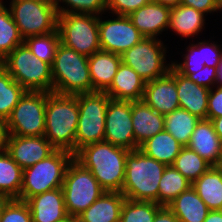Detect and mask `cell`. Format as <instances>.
Wrapping results in <instances>:
<instances>
[{"instance_id":"1","label":"cell","mask_w":222,"mask_h":222,"mask_svg":"<svg viewBox=\"0 0 222 222\" xmlns=\"http://www.w3.org/2000/svg\"><path fill=\"white\" fill-rule=\"evenodd\" d=\"M128 152L127 149L102 141L82 147L74 154V159L91 171L106 192H121Z\"/></svg>"},{"instance_id":"2","label":"cell","mask_w":222,"mask_h":222,"mask_svg":"<svg viewBox=\"0 0 222 222\" xmlns=\"http://www.w3.org/2000/svg\"><path fill=\"white\" fill-rule=\"evenodd\" d=\"M78 95L46 92L44 137L56 148L75 154Z\"/></svg>"},{"instance_id":"3","label":"cell","mask_w":222,"mask_h":222,"mask_svg":"<svg viewBox=\"0 0 222 222\" xmlns=\"http://www.w3.org/2000/svg\"><path fill=\"white\" fill-rule=\"evenodd\" d=\"M125 180L121 193L130 200L158 203V187L166 164L131 150L126 156Z\"/></svg>"},{"instance_id":"4","label":"cell","mask_w":222,"mask_h":222,"mask_svg":"<svg viewBox=\"0 0 222 222\" xmlns=\"http://www.w3.org/2000/svg\"><path fill=\"white\" fill-rule=\"evenodd\" d=\"M88 58L60 43L51 66L53 92L62 95L92 92Z\"/></svg>"},{"instance_id":"5","label":"cell","mask_w":222,"mask_h":222,"mask_svg":"<svg viewBox=\"0 0 222 222\" xmlns=\"http://www.w3.org/2000/svg\"><path fill=\"white\" fill-rule=\"evenodd\" d=\"M0 65L26 91L53 92L51 65L33 55L25 43L18 45Z\"/></svg>"},{"instance_id":"6","label":"cell","mask_w":222,"mask_h":222,"mask_svg":"<svg viewBox=\"0 0 222 222\" xmlns=\"http://www.w3.org/2000/svg\"><path fill=\"white\" fill-rule=\"evenodd\" d=\"M74 154L67 150L56 149L51 155L23 169L22 186L19 200L61 188L69 163Z\"/></svg>"},{"instance_id":"7","label":"cell","mask_w":222,"mask_h":222,"mask_svg":"<svg viewBox=\"0 0 222 222\" xmlns=\"http://www.w3.org/2000/svg\"><path fill=\"white\" fill-rule=\"evenodd\" d=\"M110 100L105 92L78 94L75 153L86 145L104 141L106 109Z\"/></svg>"},{"instance_id":"8","label":"cell","mask_w":222,"mask_h":222,"mask_svg":"<svg viewBox=\"0 0 222 222\" xmlns=\"http://www.w3.org/2000/svg\"><path fill=\"white\" fill-rule=\"evenodd\" d=\"M61 188L67 214L74 217L85 211L105 192L91 171L74 158L66 169Z\"/></svg>"},{"instance_id":"9","label":"cell","mask_w":222,"mask_h":222,"mask_svg":"<svg viewBox=\"0 0 222 222\" xmlns=\"http://www.w3.org/2000/svg\"><path fill=\"white\" fill-rule=\"evenodd\" d=\"M60 43L90 57L100 48L98 16L84 13L58 15Z\"/></svg>"},{"instance_id":"10","label":"cell","mask_w":222,"mask_h":222,"mask_svg":"<svg viewBox=\"0 0 222 222\" xmlns=\"http://www.w3.org/2000/svg\"><path fill=\"white\" fill-rule=\"evenodd\" d=\"M9 9L24 39L57 30L58 13L54 0L11 1Z\"/></svg>"},{"instance_id":"11","label":"cell","mask_w":222,"mask_h":222,"mask_svg":"<svg viewBox=\"0 0 222 222\" xmlns=\"http://www.w3.org/2000/svg\"><path fill=\"white\" fill-rule=\"evenodd\" d=\"M166 48L158 38L143 39L121 55V62L131 67L145 82L165 76L172 64L166 63Z\"/></svg>"},{"instance_id":"12","label":"cell","mask_w":222,"mask_h":222,"mask_svg":"<svg viewBox=\"0 0 222 222\" xmlns=\"http://www.w3.org/2000/svg\"><path fill=\"white\" fill-rule=\"evenodd\" d=\"M46 92L27 91L6 120L8 135L43 136Z\"/></svg>"},{"instance_id":"13","label":"cell","mask_w":222,"mask_h":222,"mask_svg":"<svg viewBox=\"0 0 222 222\" xmlns=\"http://www.w3.org/2000/svg\"><path fill=\"white\" fill-rule=\"evenodd\" d=\"M102 21L98 16L100 48L114 54L122 55L139 43L143 35L133 25L131 19L124 15Z\"/></svg>"},{"instance_id":"14","label":"cell","mask_w":222,"mask_h":222,"mask_svg":"<svg viewBox=\"0 0 222 222\" xmlns=\"http://www.w3.org/2000/svg\"><path fill=\"white\" fill-rule=\"evenodd\" d=\"M104 141L129 151L135 144L131 118V101L111 99L106 109Z\"/></svg>"},{"instance_id":"15","label":"cell","mask_w":222,"mask_h":222,"mask_svg":"<svg viewBox=\"0 0 222 222\" xmlns=\"http://www.w3.org/2000/svg\"><path fill=\"white\" fill-rule=\"evenodd\" d=\"M56 148L43 136L8 135L5 151L25 169L51 155Z\"/></svg>"},{"instance_id":"16","label":"cell","mask_w":222,"mask_h":222,"mask_svg":"<svg viewBox=\"0 0 222 222\" xmlns=\"http://www.w3.org/2000/svg\"><path fill=\"white\" fill-rule=\"evenodd\" d=\"M142 100L164 116L180 108L173 67L165 76L145 83Z\"/></svg>"},{"instance_id":"17","label":"cell","mask_w":222,"mask_h":222,"mask_svg":"<svg viewBox=\"0 0 222 222\" xmlns=\"http://www.w3.org/2000/svg\"><path fill=\"white\" fill-rule=\"evenodd\" d=\"M187 147L194 150L212 166L222 165V141L215 132L211 120L200 119Z\"/></svg>"},{"instance_id":"18","label":"cell","mask_w":222,"mask_h":222,"mask_svg":"<svg viewBox=\"0 0 222 222\" xmlns=\"http://www.w3.org/2000/svg\"><path fill=\"white\" fill-rule=\"evenodd\" d=\"M170 12V7L151 0L128 17L144 37L157 38L161 32L168 29Z\"/></svg>"},{"instance_id":"19","label":"cell","mask_w":222,"mask_h":222,"mask_svg":"<svg viewBox=\"0 0 222 222\" xmlns=\"http://www.w3.org/2000/svg\"><path fill=\"white\" fill-rule=\"evenodd\" d=\"M131 118L135 144L139 146L165 130L164 115L156 112L144 100L131 101Z\"/></svg>"},{"instance_id":"20","label":"cell","mask_w":222,"mask_h":222,"mask_svg":"<svg viewBox=\"0 0 222 222\" xmlns=\"http://www.w3.org/2000/svg\"><path fill=\"white\" fill-rule=\"evenodd\" d=\"M174 80L179 100V106L199 119H207L208 97L210 89L197 85L188 77L174 69Z\"/></svg>"},{"instance_id":"21","label":"cell","mask_w":222,"mask_h":222,"mask_svg":"<svg viewBox=\"0 0 222 222\" xmlns=\"http://www.w3.org/2000/svg\"><path fill=\"white\" fill-rule=\"evenodd\" d=\"M32 222H57L68 216L62 188L47 191L27 201Z\"/></svg>"},{"instance_id":"22","label":"cell","mask_w":222,"mask_h":222,"mask_svg":"<svg viewBox=\"0 0 222 222\" xmlns=\"http://www.w3.org/2000/svg\"><path fill=\"white\" fill-rule=\"evenodd\" d=\"M145 83L131 67L121 62L110 87L105 93L113 100H142Z\"/></svg>"},{"instance_id":"23","label":"cell","mask_w":222,"mask_h":222,"mask_svg":"<svg viewBox=\"0 0 222 222\" xmlns=\"http://www.w3.org/2000/svg\"><path fill=\"white\" fill-rule=\"evenodd\" d=\"M121 63V55L99 50L88 58L92 92H105Z\"/></svg>"},{"instance_id":"24","label":"cell","mask_w":222,"mask_h":222,"mask_svg":"<svg viewBox=\"0 0 222 222\" xmlns=\"http://www.w3.org/2000/svg\"><path fill=\"white\" fill-rule=\"evenodd\" d=\"M126 197L121 192H104L85 211L78 222H120V213Z\"/></svg>"},{"instance_id":"25","label":"cell","mask_w":222,"mask_h":222,"mask_svg":"<svg viewBox=\"0 0 222 222\" xmlns=\"http://www.w3.org/2000/svg\"><path fill=\"white\" fill-rule=\"evenodd\" d=\"M167 207L180 222H204L210 211L192 186L176 197Z\"/></svg>"},{"instance_id":"26","label":"cell","mask_w":222,"mask_h":222,"mask_svg":"<svg viewBox=\"0 0 222 222\" xmlns=\"http://www.w3.org/2000/svg\"><path fill=\"white\" fill-rule=\"evenodd\" d=\"M209 210H222V165L211 166L191 185Z\"/></svg>"},{"instance_id":"27","label":"cell","mask_w":222,"mask_h":222,"mask_svg":"<svg viewBox=\"0 0 222 222\" xmlns=\"http://www.w3.org/2000/svg\"><path fill=\"white\" fill-rule=\"evenodd\" d=\"M204 15L192 7L178 4L171 7L168 28L185 38L197 35L205 25Z\"/></svg>"},{"instance_id":"28","label":"cell","mask_w":222,"mask_h":222,"mask_svg":"<svg viewBox=\"0 0 222 222\" xmlns=\"http://www.w3.org/2000/svg\"><path fill=\"white\" fill-rule=\"evenodd\" d=\"M183 147L169 132L163 130L142 143L138 149L169 166L174 163Z\"/></svg>"},{"instance_id":"29","label":"cell","mask_w":222,"mask_h":222,"mask_svg":"<svg viewBox=\"0 0 222 222\" xmlns=\"http://www.w3.org/2000/svg\"><path fill=\"white\" fill-rule=\"evenodd\" d=\"M23 169L4 150L0 151V195L19 199Z\"/></svg>"},{"instance_id":"30","label":"cell","mask_w":222,"mask_h":222,"mask_svg":"<svg viewBox=\"0 0 222 222\" xmlns=\"http://www.w3.org/2000/svg\"><path fill=\"white\" fill-rule=\"evenodd\" d=\"M200 119L178 108L164 116L165 130L169 132L182 146L189 144L191 135Z\"/></svg>"},{"instance_id":"31","label":"cell","mask_w":222,"mask_h":222,"mask_svg":"<svg viewBox=\"0 0 222 222\" xmlns=\"http://www.w3.org/2000/svg\"><path fill=\"white\" fill-rule=\"evenodd\" d=\"M191 185L192 183L172 165L166 166L159 181L158 204L167 206Z\"/></svg>"},{"instance_id":"32","label":"cell","mask_w":222,"mask_h":222,"mask_svg":"<svg viewBox=\"0 0 222 222\" xmlns=\"http://www.w3.org/2000/svg\"><path fill=\"white\" fill-rule=\"evenodd\" d=\"M24 43L10 9L0 1V62L18 45Z\"/></svg>"},{"instance_id":"33","label":"cell","mask_w":222,"mask_h":222,"mask_svg":"<svg viewBox=\"0 0 222 222\" xmlns=\"http://www.w3.org/2000/svg\"><path fill=\"white\" fill-rule=\"evenodd\" d=\"M26 92L0 65V118L7 120Z\"/></svg>"},{"instance_id":"34","label":"cell","mask_w":222,"mask_h":222,"mask_svg":"<svg viewBox=\"0 0 222 222\" xmlns=\"http://www.w3.org/2000/svg\"><path fill=\"white\" fill-rule=\"evenodd\" d=\"M172 166L179 171L191 183L197 180L212 165L200 157L194 150L183 147L175 158Z\"/></svg>"},{"instance_id":"35","label":"cell","mask_w":222,"mask_h":222,"mask_svg":"<svg viewBox=\"0 0 222 222\" xmlns=\"http://www.w3.org/2000/svg\"><path fill=\"white\" fill-rule=\"evenodd\" d=\"M24 43L33 55L52 66L56 49L60 44L59 31L57 29L52 33L26 37Z\"/></svg>"},{"instance_id":"36","label":"cell","mask_w":222,"mask_h":222,"mask_svg":"<svg viewBox=\"0 0 222 222\" xmlns=\"http://www.w3.org/2000/svg\"><path fill=\"white\" fill-rule=\"evenodd\" d=\"M163 206L155 202L125 199L121 207L120 222H153Z\"/></svg>"},{"instance_id":"37","label":"cell","mask_w":222,"mask_h":222,"mask_svg":"<svg viewBox=\"0 0 222 222\" xmlns=\"http://www.w3.org/2000/svg\"><path fill=\"white\" fill-rule=\"evenodd\" d=\"M60 2L65 6L59 5ZM58 15L66 13H84L99 16L107 10L106 0H54Z\"/></svg>"},{"instance_id":"38","label":"cell","mask_w":222,"mask_h":222,"mask_svg":"<svg viewBox=\"0 0 222 222\" xmlns=\"http://www.w3.org/2000/svg\"><path fill=\"white\" fill-rule=\"evenodd\" d=\"M189 48V49H188ZM188 49L187 54L184 56V62L178 63L171 62L172 67L185 77L190 74L197 73L202 70L205 65H202L201 51H199V43L191 44L186 48Z\"/></svg>"},{"instance_id":"39","label":"cell","mask_w":222,"mask_h":222,"mask_svg":"<svg viewBox=\"0 0 222 222\" xmlns=\"http://www.w3.org/2000/svg\"><path fill=\"white\" fill-rule=\"evenodd\" d=\"M0 222H32V214L26 201L11 199L3 210Z\"/></svg>"},{"instance_id":"40","label":"cell","mask_w":222,"mask_h":222,"mask_svg":"<svg viewBox=\"0 0 222 222\" xmlns=\"http://www.w3.org/2000/svg\"><path fill=\"white\" fill-rule=\"evenodd\" d=\"M151 0H106L107 10L113 15L129 16L132 12L143 7Z\"/></svg>"},{"instance_id":"41","label":"cell","mask_w":222,"mask_h":222,"mask_svg":"<svg viewBox=\"0 0 222 222\" xmlns=\"http://www.w3.org/2000/svg\"><path fill=\"white\" fill-rule=\"evenodd\" d=\"M220 45L210 41L199 42V51H201L202 65L218 68V64L222 58V49Z\"/></svg>"},{"instance_id":"42","label":"cell","mask_w":222,"mask_h":222,"mask_svg":"<svg viewBox=\"0 0 222 222\" xmlns=\"http://www.w3.org/2000/svg\"><path fill=\"white\" fill-rule=\"evenodd\" d=\"M217 71V68L208 67L207 65H205L202 70L198 71L197 73L190 74L188 78L195 82L197 85L211 89L213 87H216L215 84Z\"/></svg>"},{"instance_id":"43","label":"cell","mask_w":222,"mask_h":222,"mask_svg":"<svg viewBox=\"0 0 222 222\" xmlns=\"http://www.w3.org/2000/svg\"><path fill=\"white\" fill-rule=\"evenodd\" d=\"M213 88L209 91L207 119L222 117V87L216 86V90Z\"/></svg>"},{"instance_id":"44","label":"cell","mask_w":222,"mask_h":222,"mask_svg":"<svg viewBox=\"0 0 222 222\" xmlns=\"http://www.w3.org/2000/svg\"><path fill=\"white\" fill-rule=\"evenodd\" d=\"M180 4L192 7L205 15L218 10V0H181Z\"/></svg>"},{"instance_id":"45","label":"cell","mask_w":222,"mask_h":222,"mask_svg":"<svg viewBox=\"0 0 222 222\" xmlns=\"http://www.w3.org/2000/svg\"><path fill=\"white\" fill-rule=\"evenodd\" d=\"M153 222H180V221L167 206H163L156 213Z\"/></svg>"},{"instance_id":"46","label":"cell","mask_w":222,"mask_h":222,"mask_svg":"<svg viewBox=\"0 0 222 222\" xmlns=\"http://www.w3.org/2000/svg\"><path fill=\"white\" fill-rule=\"evenodd\" d=\"M7 138H8V131H7L6 120L0 118V151L5 150Z\"/></svg>"},{"instance_id":"47","label":"cell","mask_w":222,"mask_h":222,"mask_svg":"<svg viewBox=\"0 0 222 222\" xmlns=\"http://www.w3.org/2000/svg\"><path fill=\"white\" fill-rule=\"evenodd\" d=\"M204 222H222V210L209 211Z\"/></svg>"},{"instance_id":"48","label":"cell","mask_w":222,"mask_h":222,"mask_svg":"<svg viewBox=\"0 0 222 222\" xmlns=\"http://www.w3.org/2000/svg\"><path fill=\"white\" fill-rule=\"evenodd\" d=\"M211 121L214 125L215 132L222 141V117L213 118Z\"/></svg>"},{"instance_id":"49","label":"cell","mask_w":222,"mask_h":222,"mask_svg":"<svg viewBox=\"0 0 222 222\" xmlns=\"http://www.w3.org/2000/svg\"><path fill=\"white\" fill-rule=\"evenodd\" d=\"M152 1H155V2H157L159 4L168 6L170 8L171 7H175L176 5L181 3V0H152Z\"/></svg>"},{"instance_id":"50","label":"cell","mask_w":222,"mask_h":222,"mask_svg":"<svg viewBox=\"0 0 222 222\" xmlns=\"http://www.w3.org/2000/svg\"><path fill=\"white\" fill-rule=\"evenodd\" d=\"M217 70L216 85L218 84V87H222V58L218 64Z\"/></svg>"},{"instance_id":"51","label":"cell","mask_w":222,"mask_h":222,"mask_svg":"<svg viewBox=\"0 0 222 222\" xmlns=\"http://www.w3.org/2000/svg\"><path fill=\"white\" fill-rule=\"evenodd\" d=\"M11 200V198L7 196L0 195V219L3 213L4 208L6 207L7 203Z\"/></svg>"},{"instance_id":"52","label":"cell","mask_w":222,"mask_h":222,"mask_svg":"<svg viewBox=\"0 0 222 222\" xmlns=\"http://www.w3.org/2000/svg\"><path fill=\"white\" fill-rule=\"evenodd\" d=\"M57 222H78V219H77V217L68 215L64 219L57 221Z\"/></svg>"},{"instance_id":"53","label":"cell","mask_w":222,"mask_h":222,"mask_svg":"<svg viewBox=\"0 0 222 222\" xmlns=\"http://www.w3.org/2000/svg\"><path fill=\"white\" fill-rule=\"evenodd\" d=\"M222 10V0H218V11Z\"/></svg>"},{"instance_id":"54","label":"cell","mask_w":222,"mask_h":222,"mask_svg":"<svg viewBox=\"0 0 222 222\" xmlns=\"http://www.w3.org/2000/svg\"><path fill=\"white\" fill-rule=\"evenodd\" d=\"M2 1V0H0ZM11 1H40V0H11Z\"/></svg>"}]
</instances>
